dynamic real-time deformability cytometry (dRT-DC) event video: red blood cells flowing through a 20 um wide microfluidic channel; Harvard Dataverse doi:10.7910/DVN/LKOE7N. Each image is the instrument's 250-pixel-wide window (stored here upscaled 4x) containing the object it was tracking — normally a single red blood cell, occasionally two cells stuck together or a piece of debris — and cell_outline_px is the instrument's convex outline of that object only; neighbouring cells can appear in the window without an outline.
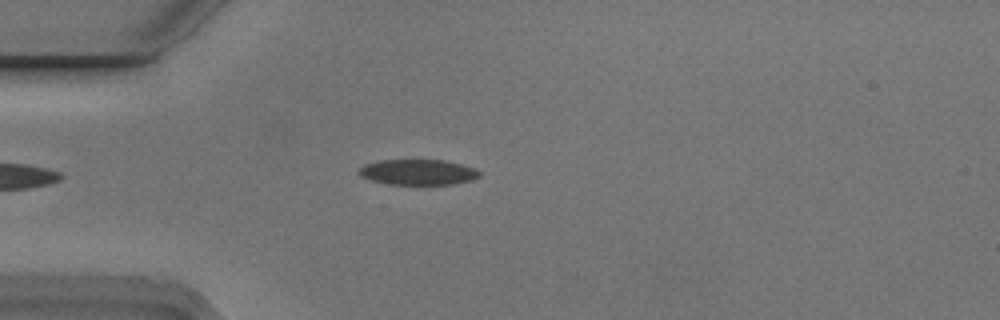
{"species": "Egyptian fruit bat (a non-hibernating species)", "species_latin": "Rousettus aegyptiacus", "temperature_condition": "cold", "stored_images_in_passage": 3, "camera_frame_rate_fps": 3000, "um_per_image_px": 0.085, "animal": {"sex": "male"}, "frame": {"image": 1, "passage_image": 3, "time_ms": 0.667, "image_size_px": [1000, 320], "cell_outline_px": [[480, 176], [472, 180], [452, 184], [388, 184], [372, 180], [360, 176], [356, 172], [364, 164], [380, 160], [444, 160], [460, 164], [472, 168], [480, 172]], "centroid_in_image_um": [35.49, 14.63], "position_along_channel_um": 49.5, "area_um2": 17.8}}